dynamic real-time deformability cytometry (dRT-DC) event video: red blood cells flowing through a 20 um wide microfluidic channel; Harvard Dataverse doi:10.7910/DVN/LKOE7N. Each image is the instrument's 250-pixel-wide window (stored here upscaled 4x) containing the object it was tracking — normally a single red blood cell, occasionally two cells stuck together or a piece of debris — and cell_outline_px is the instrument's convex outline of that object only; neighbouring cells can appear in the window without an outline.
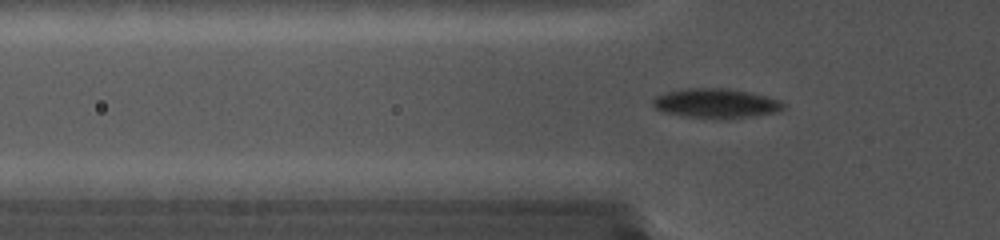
{"species": "common noctule bat (a hibernating species)", "species_latin": "Nyctalus noctula", "temperature_condition": "cold", "stored_images_in_passage": 34, "camera_frame_rate_fps": 5000, "um_per_image_px": 0.085, "animal": {"sex": "female", "body_mass_g": 19.0, "forearm_length_mm": 56.7}, "frame": {"image": 1, "passage_image": 10, "time_ms": 1.8, "image_size_px": [1000, 240], "cell_outline_px": [[784, 108], [780, 112], [756, 116], [724, 120], [720, 120], [684, 116], [664, 112], [656, 108], [652, 104], [652, 100], [656, 96], [668, 92], [688, 88], [720, 88], [748, 92], [780, 100], [784, 104]], "centroid_in_image_um": [60.89, 8.81], "position_along_channel_um": 64.9, "area_um2": 22.6}}
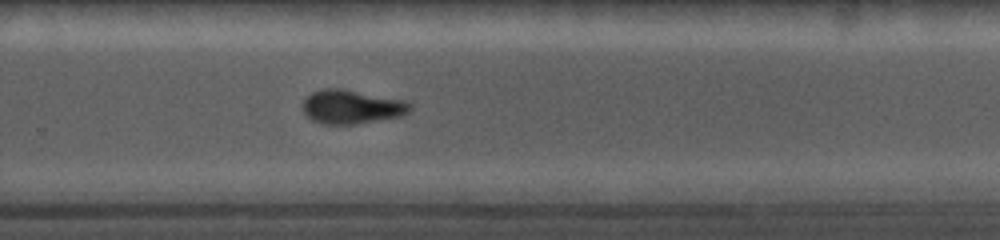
{"frame": {"image": 2, "passage_image": 22, "time_ms": 4.2, "image_size_px": [1000, 240], "cell_outline_px": [[412, 108], [408, 112], [400, 116], [352, 124], [324, 124], [312, 120], [304, 112], [300, 104], [304, 96], [312, 92], [324, 88], [340, 88], [404, 100], [412, 104]], "centroid_in_image_um": [29.83, 9.06], "position_along_channel_um": 300.0, "area_um2": 21.21}}
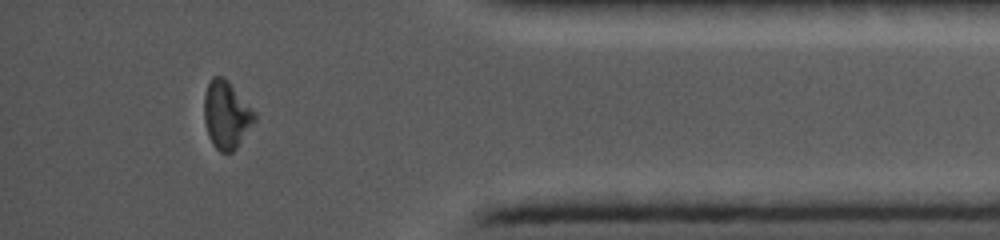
{"frame": {"image": 3, "passage_image": 31, "time_ms": 6.0, "image_size_px": [1000, 240], "cell_outline_px": [[256, 120], [236, 148], [232, 152], [220, 152], [212, 144], [208, 136], [204, 120], [204, 96], [208, 84], [212, 76], [224, 76], [228, 80], [256, 112]], "centroid_in_image_um": [19.24, 9.75], "position_along_channel_um": 416.0, "area_um2": 20.0}}